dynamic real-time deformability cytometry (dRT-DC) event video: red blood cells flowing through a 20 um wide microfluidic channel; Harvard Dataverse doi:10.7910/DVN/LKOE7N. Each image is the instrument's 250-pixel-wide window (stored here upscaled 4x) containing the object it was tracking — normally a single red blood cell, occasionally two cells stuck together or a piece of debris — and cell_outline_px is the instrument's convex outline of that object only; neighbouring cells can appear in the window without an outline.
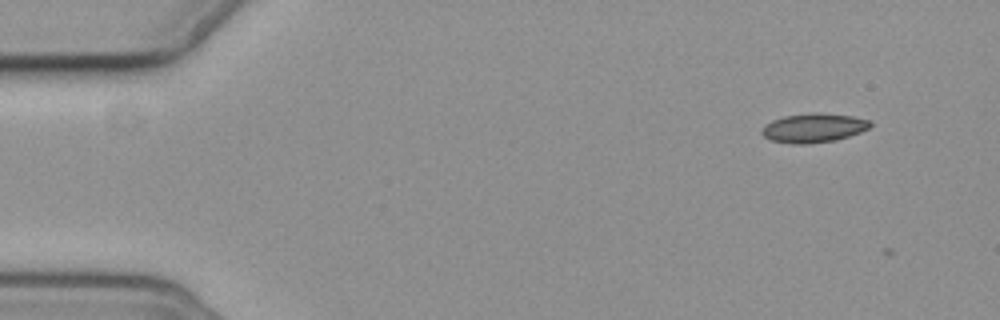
{"species": "common noctule bat (a hibernating species)", "species_latin": "Nyctalus noctula", "temperature_condition": "cold", "stored_images_in_passage": 6, "camera_frame_rate_fps": 3000, "um_per_image_px": 0.085, "animal": {"sex": "female", "body_mass_g": 19.3, "forearm_length_mm": 54.1}, "frame": {"image": 1, "passage_image": 2, "time_ms": 1.333, "image_size_px": [1000, 320], "cell_outline_px": [[872, 124], [868, 128], [860, 132], [836, 140], [804, 144], [792, 144], [772, 140], [764, 136], [760, 132], [764, 124], [772, 120], [784, 116], [852, 116], [868, 120]], "centroid_in_image_um": [69.1, 10.93], "position_along_channel_um": 15.9, "area_um2": 17.28}}